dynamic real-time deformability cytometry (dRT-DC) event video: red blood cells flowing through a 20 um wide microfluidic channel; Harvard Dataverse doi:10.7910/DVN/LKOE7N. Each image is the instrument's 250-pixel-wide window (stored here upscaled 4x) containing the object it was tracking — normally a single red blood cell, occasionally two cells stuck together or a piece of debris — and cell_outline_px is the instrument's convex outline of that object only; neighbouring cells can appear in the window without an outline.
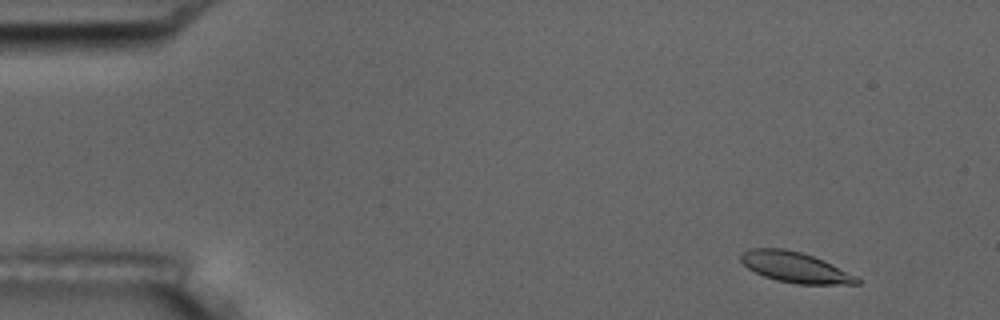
{"species": "common noctule bat (a hibernating species)", "species_latin": "Nyctalus noctula", "temperature_condition": "room temperature", "stored_images_in_passage": 5, "camera_frame_rate_fps": 3000, "um_per_image_px": 0.085, "animal": {"sex": "male", "body_mass_g": 17.5, "forearm_length_mm": 52.3}, "frame": {"image": 1, "passage_image": 1, "time_ms": 0.0, "image_size_px": [1000, 320], "cell_outline_px": [[860, 284], [796, 284], [776, 280], [764, 276], [748, 268], [740, 260], [740, 256], [744, 252], [752, 248], [784, 248], [800, 252], [824, 260], [856, 276], [860, 280]], "centroid_in_image_um": [67.59, 22.72], "position_along_channel_um": 17.4, "area_um2": 20.46}}